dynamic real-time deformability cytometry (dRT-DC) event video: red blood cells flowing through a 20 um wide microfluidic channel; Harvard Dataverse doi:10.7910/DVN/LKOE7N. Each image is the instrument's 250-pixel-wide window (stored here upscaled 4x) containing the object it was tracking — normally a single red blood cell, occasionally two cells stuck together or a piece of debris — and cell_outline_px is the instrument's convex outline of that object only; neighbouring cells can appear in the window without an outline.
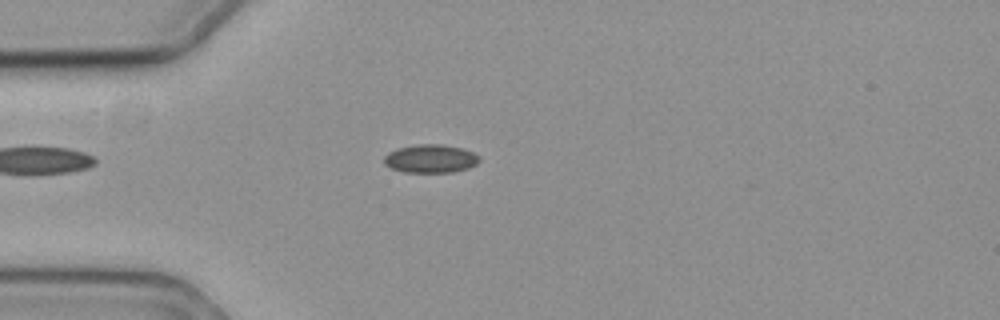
{"species": "common noctule bat (a hibernating species)", "species_latin": "Nyctalus noctula", "temperature_condition": "cold", "stored_images_in_passage": 53, "camera_frame_rate_fps": 3000, "um_per_image_px": 0.085, "animal": {"sex": "female", "body_mass_g": 19.3, "forearm_length_mm": 54.1}, "frame": {"image": 1, "passage_image": 10, "time_ms": 3.0, "image_size_px": [1000, 320], "cell_outline_px": [[480, 160], [476, 164], [468, 168], [452, 172], [404, 172], [392, 168], [384, 164], [384, 156], [388, 152], [396, 148], [416, 144], [440, 144], [460, 148], [472, 152], [480, 156]], "centroid_in_image_um": [36.58, 13.48], "position_along_channel_um": 48.4, "area_um2": 15.72}}
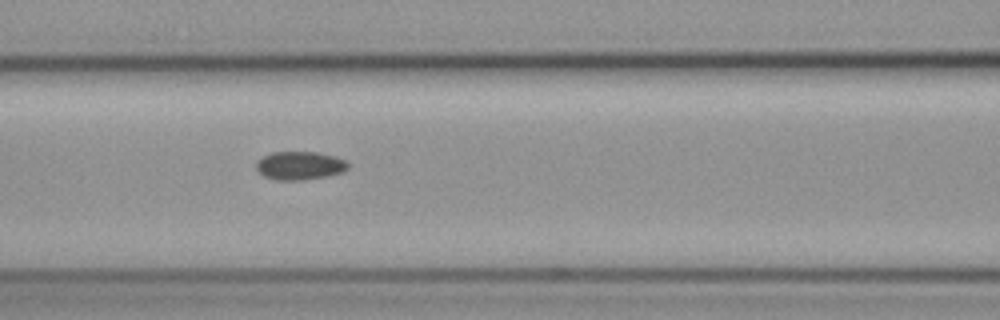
{"frame": {"image": 2, "passage_image": 19, "time_ms": 6.0, "image_size_px": [1000, 320], "cell_outline_px": [[348, 168], [344, 172], [328, 176], [304, 180], [276, 180], [264, 176], [256, 168], [256, 160], [272, 152], [316, 152], [336, 156], [344, 160], [348, 164]], "centroid_in_image_um": [25.49, 14.08], "position_along_channel_um": 141.1, "area_um2": 15.26}}
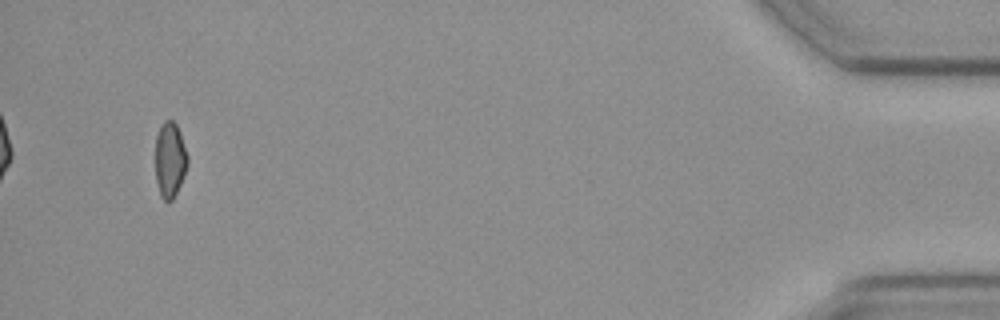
{"frame": {"image": 3, "passage_image": 50, "time_ms": 16.333, "image_size_px": [1000, 320], "cell_outline_px": [[188, 164], [180, 184], [172, 200], [168, 204], [160, 196], [156, 180], [156, 136], [164, 120], [172, 120], [176, 124], [180, 132], [188, 156]], "centroid_in_image_um": [14.44, 13.6], "position_along_channel_um": 420.8, "area_um2": 14.1}, "authors_computed_cell_mechanics": {"area_um2": 15.1436, "velocity_mm_per_s": 3.5262, "shape_relaxation_time_tau1_ms": 4.395, "shape_relaxation_time_tau2_ms": null, "deformation_change_tau1": 0.0759, "deformation_change_tau2": null}}